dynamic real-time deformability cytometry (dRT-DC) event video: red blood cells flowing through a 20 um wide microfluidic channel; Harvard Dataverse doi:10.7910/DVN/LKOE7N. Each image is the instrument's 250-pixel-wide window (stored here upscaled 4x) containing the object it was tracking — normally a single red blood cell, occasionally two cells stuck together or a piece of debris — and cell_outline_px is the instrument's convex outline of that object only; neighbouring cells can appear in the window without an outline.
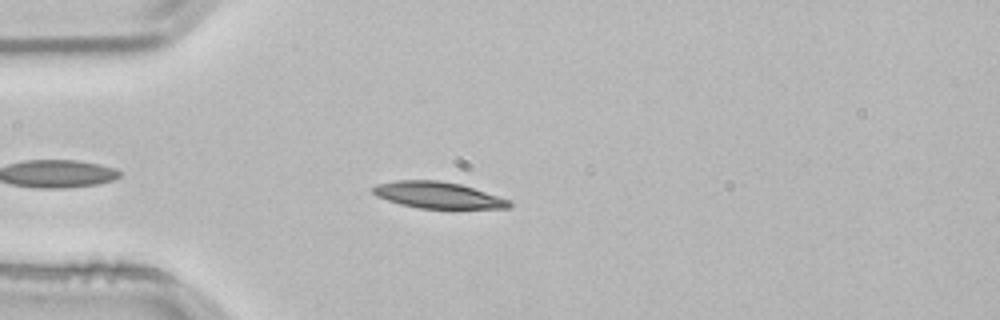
{"species": "common noctule bat (a hibernating species)", "species_latin": "Nyctalus noctula", "temperature_condition": "room temperature", "stored_images_in_passage": 45, "camera_frame_rate_fps": 3000, "um_per_image_px": 0.085, "animal": {"sex": "male", "body_mass_g": 21.5, "forearm_length_mm": 52.0}, "frame": {"image": 1, "passage_image": 6, "time_ms": 1.667, "image_size_px": [1000, 320], "cell_outline_px": [[512, 208], [420, 208], [400, 204], [376, 196], [372, 192], [372, 188], [376, 184], [396, 180], [440, 180], [460, 184], [508, 200], [512, 204]], "centroid_in_image_um": [37.16, 16.58], "position_along_channel_um": 47.8, "area_um2": 20.69}}
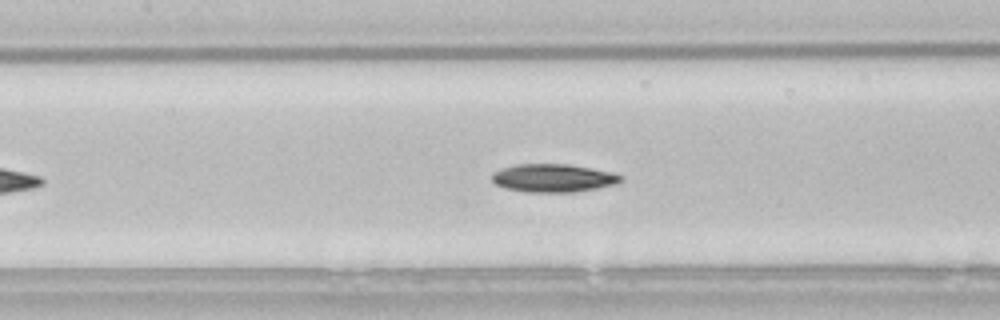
{"frame": {"image": 2, "passage_image": 16, "time_ms": 5.0, "image_size_px": [1000, 320], "cell_outline_px": [[624, 180], [616, 184], [576, 192], [528, 192], [504, 188], [496, 184], [492, 180], [492, 172], [516, 164], [568, 164], [592, 168], [612, 172], [624, 176]], "centroid_in_image_um": [47.06, 15.13], "position_along_channel_um": 160.3, "area_um2": 21.21}}
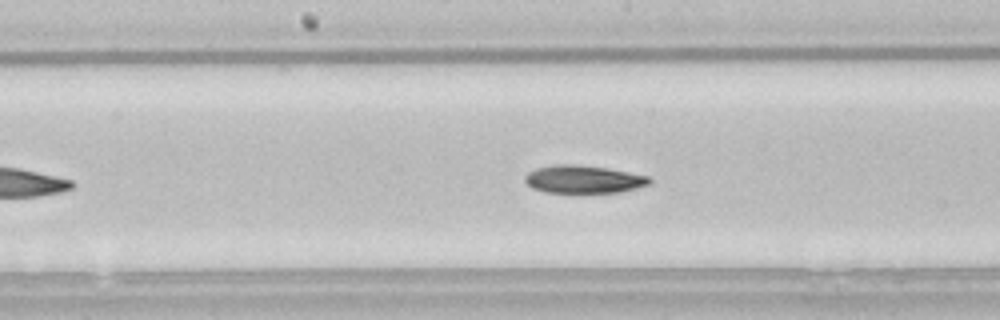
{"frame": {"image": 3, "passage_image": 19, "time_ms": 6.0, "image_size_px": [1000, 320], "cell_outline_px": [[652, 180], [648, 184], [636, 188], [620, 192], [544, 192], [532, 188], [524, 180], [524, 176], [528, 172], [536, 168], [556, 164], [576, 164], [608, 168], [648, 176]], "centroid_in_image_um": [49.57, 15.23], "position_along_channel_um": 198.6, "area_um2": 20.11}, "authors_computed_cell_mechanics": {"area_um2": 20.4034, "velocity_mm_per_s": 3.8307, "shape_relaxation_time_tau1_ms": null, "shape_relaxation_time_tau2_ms": 4.4184, "deformation_change_tau1": null, "deformation_change_tau2": 0.0953}}